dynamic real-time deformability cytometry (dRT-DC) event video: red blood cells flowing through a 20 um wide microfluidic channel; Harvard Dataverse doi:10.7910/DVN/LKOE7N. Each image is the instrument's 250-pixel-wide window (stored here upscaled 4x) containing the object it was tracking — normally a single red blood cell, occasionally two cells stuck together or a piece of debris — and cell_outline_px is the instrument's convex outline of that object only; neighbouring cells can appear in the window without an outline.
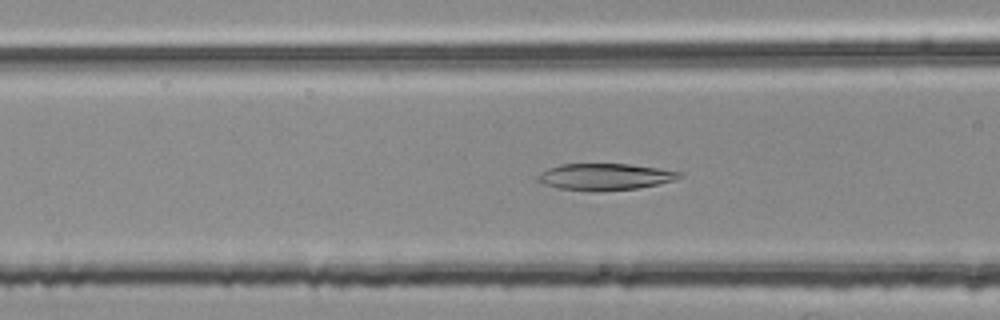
{"species": "common noctule bat (a hibernating species)", "species_latin": "Nyctalus noctula", "temperature_condition": "room temperature", "stored_images_in_passage": 43, "camera_frame_rate_fps": 3000, "um_per_image_px": 0.085, "animal": {"sex": "female", "body_mass_g": 25.1}, "frame": {"image": 1, "passage_image": 10, "time_ms": 3.0, "image_size_px": [1000, 320], "cell_outline_px": [[684, 176], [676, 180], [636, 188], [596, 192], [560, 188], [544, 184], [536, 180], [536, 176], [540, 172], [548, 168], [560, 164], [628, 164], [660, 168], [684, 172]], "centroid_in_image_um": [51.44, 15.02], "position_along_channel_um": 115.2, "area_um2": 22.14}}
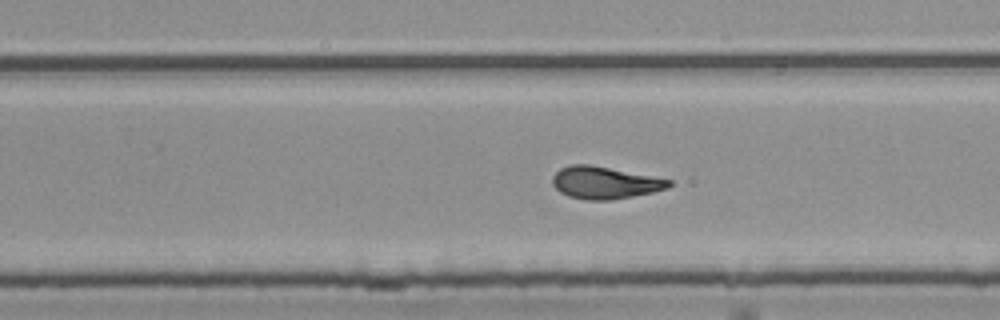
{"frame": {"image": 2, "passage_image": 23, "time_ms": 7.333, "image_size_px": [1000, 320], "cell_outline_px": [[672, 184], [668, 188], [652, 192], [612, 200], [584, 200], [568, 196], [560, 192], [552, 184], [552, 176], [560, 168], [572, 164], [588, 164], [672, 180]], "centroid_in_image_um": [51.37, 15.53], "position_along_channel_um": 278.4, "area_um2": 21.73}}
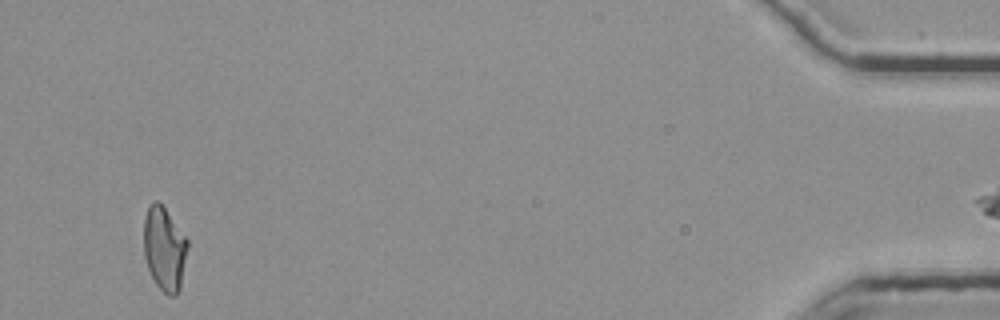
{"frame": {"image": 3, "passage_image": 41, "time_ms": 13.333, "image_size_px": [1000, 320], "cell_outline_px": [[188, 248], [180, 288], [176, 296], [168, 296], [156, 284], [148, 268], [144, 256], [144, 216], [148, 204], [156, 200], [164, 208], [188, 240]], "centroid_in_image_um": [13.96, 21.15], "position_along_channel_um": 421.2, "area_um2": 21.33}, "authors_computed_cell_mechanics": {"area_um2": 21.7328, "velocity_mm_per_s": 3.779, "shape_relaxation_time_tau1_ms": 7.7018, "shape_relaxation_time_tau2_ms": 2.3572, "deformation_change_tau1": 0.2328, "deformation_change_tau2": 0.0962}}